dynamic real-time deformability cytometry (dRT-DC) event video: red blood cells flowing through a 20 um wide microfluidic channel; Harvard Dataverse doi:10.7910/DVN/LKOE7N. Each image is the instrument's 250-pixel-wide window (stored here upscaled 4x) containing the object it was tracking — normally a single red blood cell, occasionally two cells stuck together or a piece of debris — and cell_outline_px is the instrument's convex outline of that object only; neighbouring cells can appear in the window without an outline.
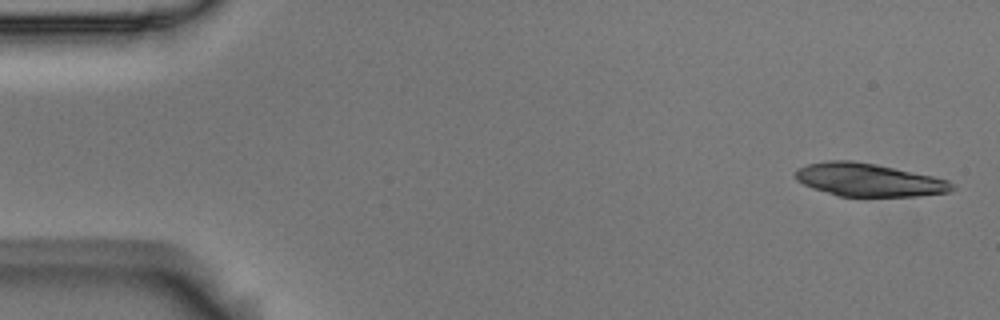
{"species": "Egyptian fruit bat (a non-hibernating species)", "species_latin": "Rousettus aegyptiacus", "temperature_condition": "room temperature", "stored_images_in_passage": 5, "camera_frame_rate_fps": 3000, "um_per_image_px": 0.085, "animal": {"sex": "male"}, "frame": {"image": 1, "passage_image": 1, "time_ms": 0.0, "image_size_px": [1000, 320], "cell_outline_px": [[956, 188], [948, 192], [920, 196], [840, 196], [812, 188], [796, 180], [792, 172], [796, 168], [808, 164], [828, 160], [852, 160], [876, 164], [932, 176], [948, 180]], "centroid_in_image_um": [73.79, 15.28], "position_along_channel_um": 11.2, "area_um2": 30.17}}